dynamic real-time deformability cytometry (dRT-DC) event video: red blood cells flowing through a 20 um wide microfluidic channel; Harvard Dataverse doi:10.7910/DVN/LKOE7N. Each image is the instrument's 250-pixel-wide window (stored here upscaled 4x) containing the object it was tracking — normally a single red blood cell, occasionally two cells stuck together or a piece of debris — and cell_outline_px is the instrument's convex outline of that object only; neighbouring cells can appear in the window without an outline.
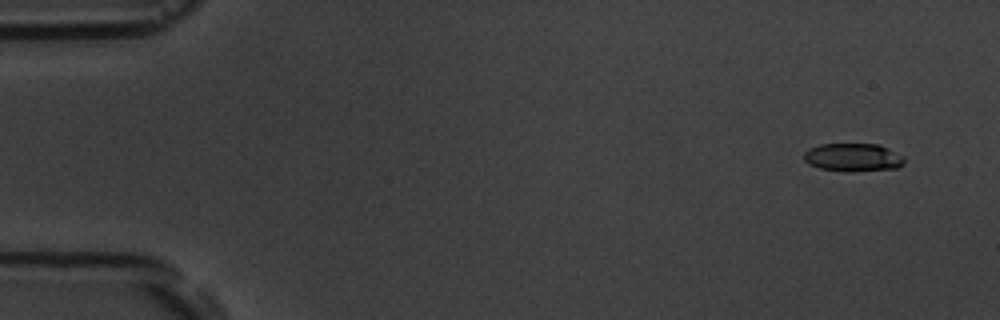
{"species": "common noctule bat (a hibernating species)", "species_latin": "Nyctalus noctula", "temperature_condition": "room temperature", "stored_images_in_passage": 5, "camera_frame_rate_fps": 3000, "um_per_image_px": 0.085, "animal": {"sex": "male", "body_mass_g": 19.5, "forearm_length_mm": 54.6}, "frame": {"image": 1, "passage_image": 1, "time_ms": 0.0, "image_size_px": [1000, 320], "cell_outline_px": [[904, 164], [896, 168], [820, 168], [808, 164], [804, 160], [804, 152], [808, 148], [820, 144], [880, 144], [904, 156]], "centroid_in_image_um": [72.49, 13.3], "position_along_channel_um": 12.5, "area_um2": 15.49}}
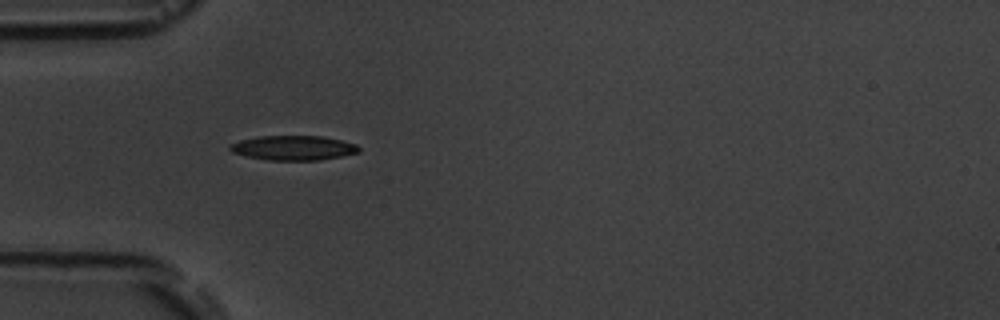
{"frame": {"image": 2, "passage_image": 5, "time_ms": 4.667, "image_size_px": [1000, 320], "cell_outline_px": [[360, 152], [320, 160], [268, 160], [248, 156], [232, 152], [228, 148], [232, 144], [240, 140], [260, 136], [324, 136], [356, 144], [360, 148]], "centroid_in_image_um": [24.96, 12.56], "position_along_channel_um": 60.0, "area_um2": 18.32}}